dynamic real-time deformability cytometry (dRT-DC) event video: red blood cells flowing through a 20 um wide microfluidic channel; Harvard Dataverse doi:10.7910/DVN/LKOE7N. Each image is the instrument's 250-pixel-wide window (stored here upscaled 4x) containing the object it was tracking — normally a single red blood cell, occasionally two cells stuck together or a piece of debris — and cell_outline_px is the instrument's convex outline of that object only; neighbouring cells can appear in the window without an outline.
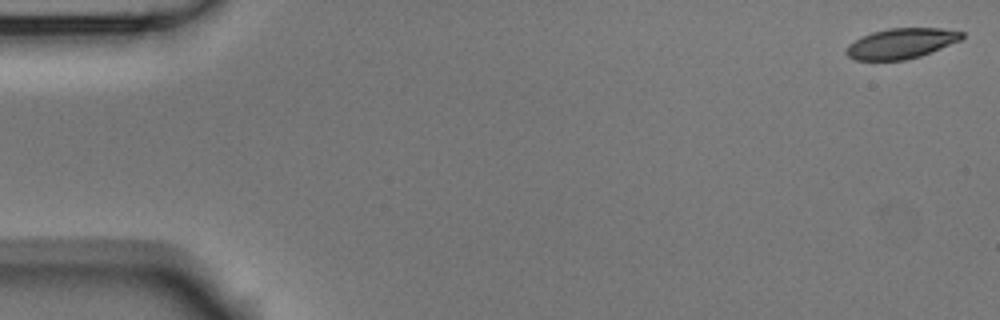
{"species": "Egyptian fruit bat (a non-hibernating species)", "species_latin": "Rousettus aegyptiacus", "temperature_condition": "room temperature", "stored_images_in_passage": 4, "camera_frame_rate_fps": 3000, "um_per_image_px": 0.085, "animal": {"sex": "male"}, "frame": {"image": 1, "passage_image": 1, "time_ms": 0.0, "image_size_px": [1000, 320], "cell_outline_px": [[964, 36], [960, 40], [920, 56], [904, 60], [856, 60], [848, 56], [844, 52], [848, 44], [860, 36], [872, 32], [888, 28], [940, 28], [964, 32]], "centroid_in_image_um": [76.55, 3.68], "position_along_channel_um": 8.4, "area_um2": 20.4}}
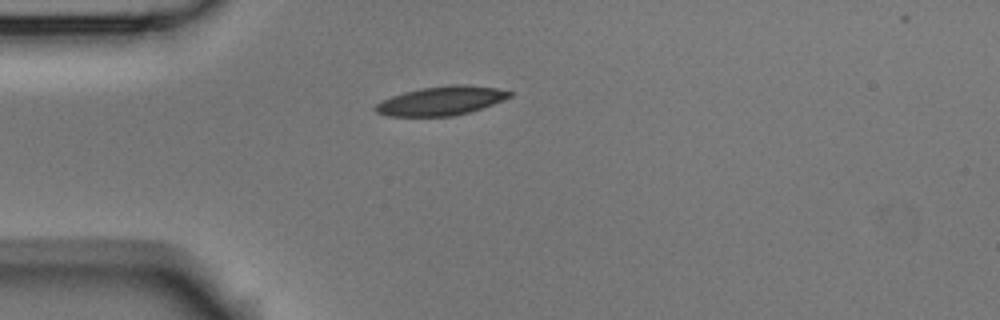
{"frame": {"image": 2, "passage_image": 4, "time_ms": 1.0, "image_size_px": [1000, 320], "cell_outline_px": [[512, 96], [492, 104], [468, 112], [452, 116], [388, 116], [376, 112], [372, 108], [380, 100], [404, 92], [420, 88], [452, 84], [468, 84], [496, 88], [512, 92]], "centroid_in_image_um": [37.46, 8.56], "position_along_channel_um": 47.5, "area_um2": 22.6}}